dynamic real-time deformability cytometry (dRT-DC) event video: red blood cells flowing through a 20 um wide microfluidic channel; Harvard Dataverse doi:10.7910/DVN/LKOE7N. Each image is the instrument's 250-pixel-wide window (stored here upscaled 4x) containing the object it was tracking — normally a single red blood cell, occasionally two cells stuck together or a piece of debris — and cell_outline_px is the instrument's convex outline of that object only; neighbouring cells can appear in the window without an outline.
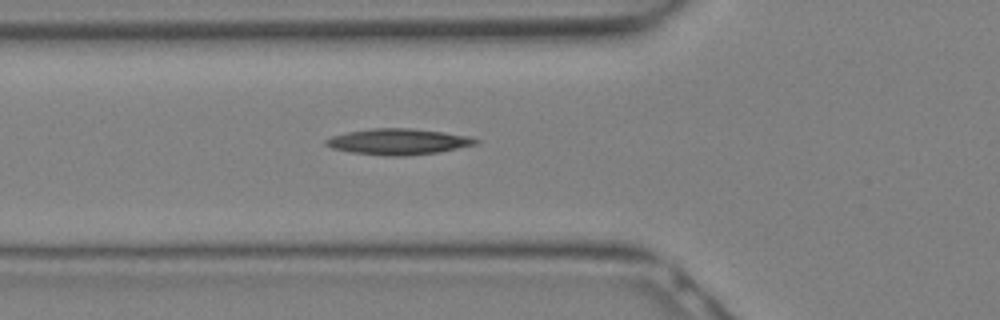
{"species": "Egyptian fruit bat (a non-hibernating species)", "species_latin": "Rousettus aegyptiacus", "temperature_condition": "warm", "stored_images_in_passage": 6, "camera_frame_rate_fps": 3000, "um_per_image_px": 0.085, "animal": {"sex": "female"}, "frame": {"image": 1, "passage_image": 4, "time_ms": 1.0, "image_size_px": [1000, 320], "cell_outline_px": [[480, 140], [476, 144], [440, 152], [408, 156], [388, 156], [352, 152], [332, 148], [324, 144], [324, 140], [332, 136], [348, 132], [372, 128], [412, 128], [440, 132], [464, 136]], "centroid_in_image_um": [33.81, 12.05], "position_along_channel_um": 92.0, "area_um2": 22.43}}
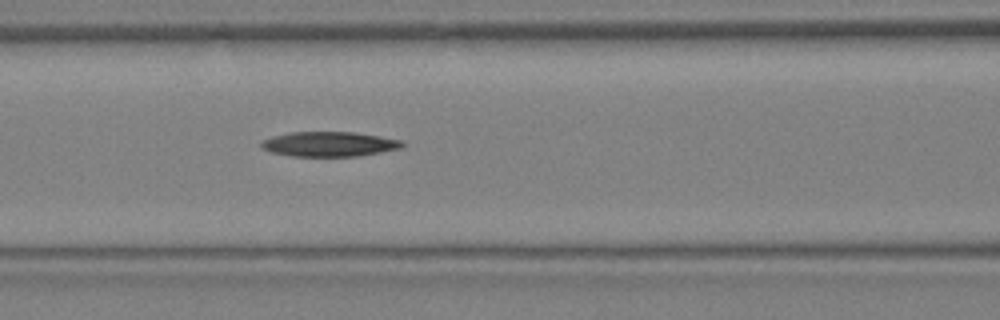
{"frame": {"image": 2, "passage_image": 6, "time_ms": 1.667, "image_size_px": [1000, 320], "cell_outline_px": [[404, 144], [400, 148], [360, 156], [292, 156], [272, 152], [260, 148], [260, 140], [272, 136], [292, 132], [356, 132], [404, 140]], "centroid_in_image_um": [27.97, 12.24], "position_along_channel_um": 138.6, "area_um2": 20.52}}